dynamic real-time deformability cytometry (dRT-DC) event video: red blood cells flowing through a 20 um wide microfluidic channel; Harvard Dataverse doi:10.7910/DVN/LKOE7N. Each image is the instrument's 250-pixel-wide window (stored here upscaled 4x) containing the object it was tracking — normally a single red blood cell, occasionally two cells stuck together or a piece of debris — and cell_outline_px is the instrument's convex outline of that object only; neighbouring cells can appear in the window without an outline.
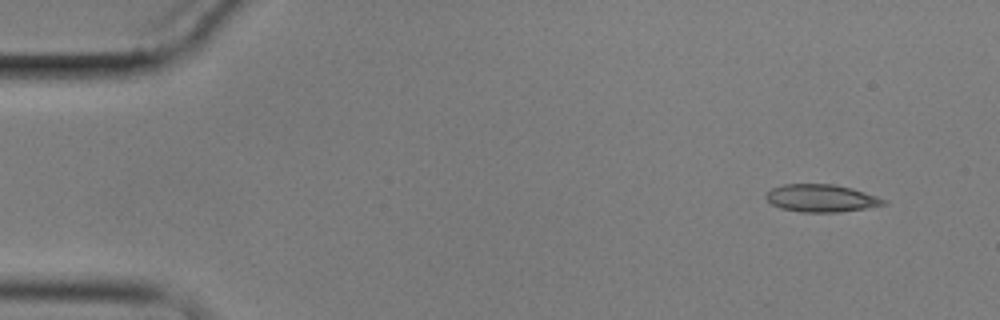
{"species": "common noctule bat (a hibernating species)", "species_latin": "Nyctalus noctula", "temperature_condition": "cold", "stored_images_in_passage": 9, "camera_frame_rate_fps": 3000, "um_per_image_px": 0.085, "animal": {"sex": "male", "body_mass_g": 17.9}, "frame": {"image": 1, "passage_image": 1, "time_ms": 0.0, "image_size_px": [1000, 320], "cell_outline_px": [[888, 204], [864, 208], [836, 212], [800, 212], [780, 208], [772, 204], [764, 196], [772, 188], [784, 184], [832, 184], [852, 188], [888, 200]], "centroid_in_image_um": [69.81, 16.84], "position_along_channel_um": 15.2, "area_um2": 18.79}}
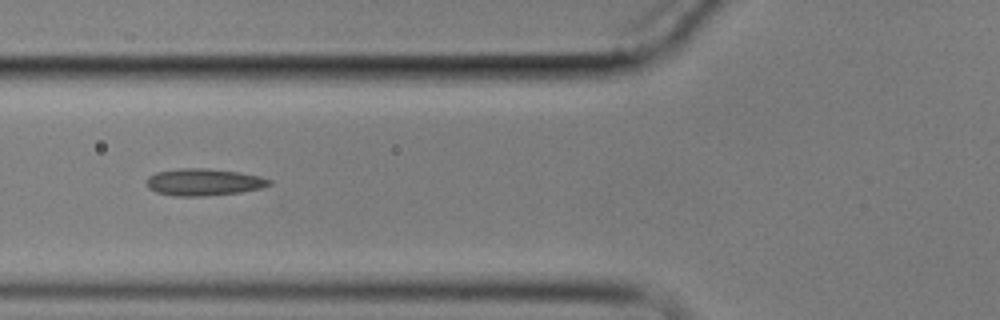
{"frame": {"image": 2, "passage_image": 6, "time_ms": 5.667, "image_size_px": [1000, 320], "cell_outline_px": [[272, 184], [260, 188], [240, 192], [204, 196], [172, 196], [156, 192], [148, 188], [148, 176], [156, 172], [184, 168], [208, 168], [240, 172], [260, 176], [272, 180]], "centroid_in_image_um": [17.33, 15.48], "position_along_channel_um": 108.5, "area_um2": 19.31}}
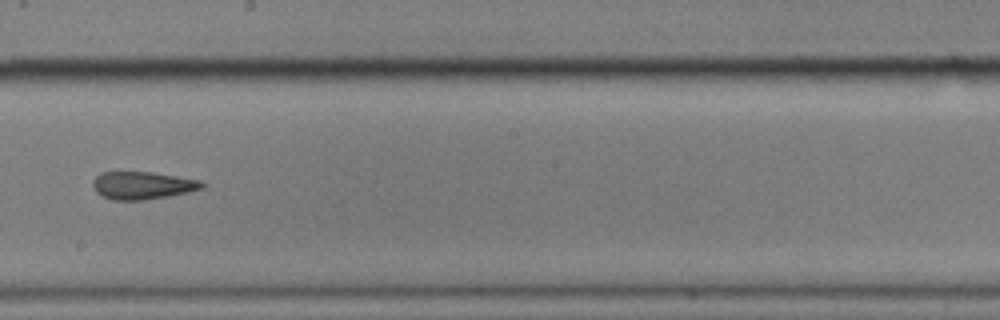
{"frame": {"image": 3, "passage_image": 9, "time_ms": 9.333, "image_size_px": [1000, 320], "cell_outline_px": [[208, 184], [204, 188], [188, 192], [168, 196], [144, 200], [112, 200], [96, 192], [92, 184], [92, 180], [100, 172], [152, 172], [200, 180]], "centroid_in_image_um": [12.13, 15.76], "position_along_channel_um": 236.1, "area_um2": 17.69}}